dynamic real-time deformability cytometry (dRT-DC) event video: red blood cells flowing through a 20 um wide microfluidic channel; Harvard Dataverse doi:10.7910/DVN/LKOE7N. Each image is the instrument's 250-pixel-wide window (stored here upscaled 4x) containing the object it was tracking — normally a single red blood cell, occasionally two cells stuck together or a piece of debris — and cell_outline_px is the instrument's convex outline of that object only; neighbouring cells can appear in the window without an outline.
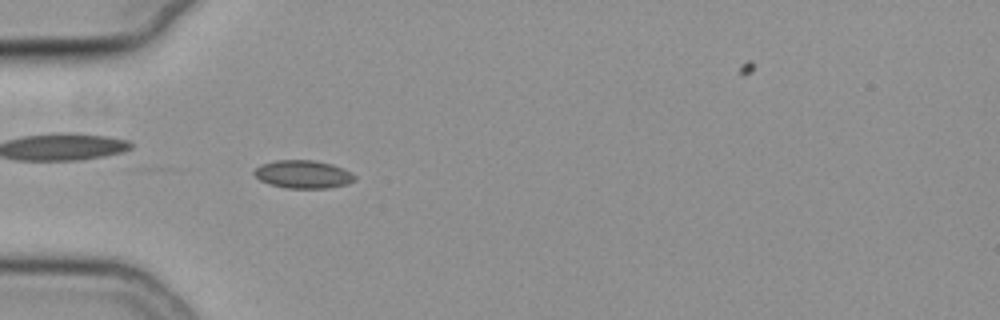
{"species": "common noctule bat (a hibernating species)", "species_latin": "Nyctalus noctula", "temperature_condition": "cold", "stored_images_in_passage": 57, "camera_frame_rate_fps": 3000, "um_per_image_px": 0.085, "animal": {"sex": "female", "body_mass_g": 19.3, "forearm_length_mm": 54.1}, "frame": {"image": 1, "passage_image": 18, "time_ms": 5.667, "image_size_px": [1000, 320], "cell_outline_px": [[356, 180], [348, 184], [328, 188], [288, 188], [268, 184], [260, 180], [252, 172], [260, 164], [276, 160], [312, 160], [332, 164], [356, 176]], "centroid_in_image_um": [25.74, 14.82], "position_along_channel_um": 59.3, "area_um2": 16.36}}
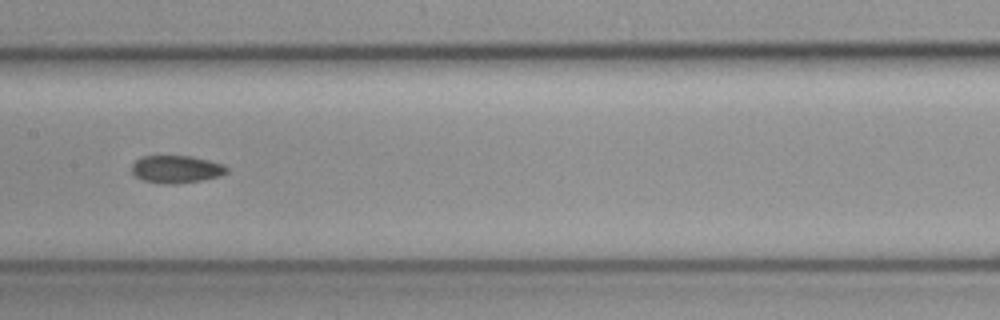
{"frame": {"image": 2, "passage_image": 29, "time_ms": 9.333, "image_size_px": [1000, 320], "cell_outline_px": [[228, 172], [220, 176], [204, 180], [176, 184], [160, 184], [144, 180], [136, 176], [132, 172], [132, 164], [136, 160], [144, 156], [192, 156], [224, 164], [228, 168]], "centroid_in_image_um": [15.02, 14.39], "position_along_channel_um": 192.4, "area_um2": 15.37}}
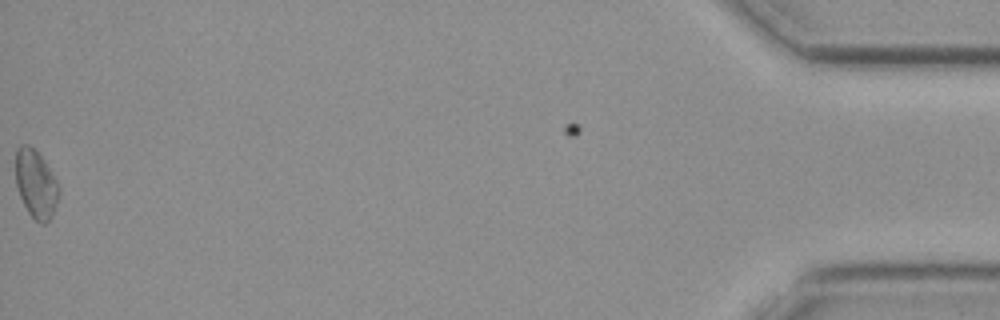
{"frame": {"image": 3, "passage_image": 56, "time_ms": 18.333, "image_size_px": [1000, 320], "cell_outline_px": [[60, 192], [52, 216], [44, 224], [40, 224], [28, 212], [20, 196], [16, 184], [16, 148], [20, 144], [28, 144], [44, 160], [56, 180], [60, 188]], "centroid_in_image_um": [3.05, 15.64], "position_along_channel_um": 432.2, "area_um2": 16.99}}